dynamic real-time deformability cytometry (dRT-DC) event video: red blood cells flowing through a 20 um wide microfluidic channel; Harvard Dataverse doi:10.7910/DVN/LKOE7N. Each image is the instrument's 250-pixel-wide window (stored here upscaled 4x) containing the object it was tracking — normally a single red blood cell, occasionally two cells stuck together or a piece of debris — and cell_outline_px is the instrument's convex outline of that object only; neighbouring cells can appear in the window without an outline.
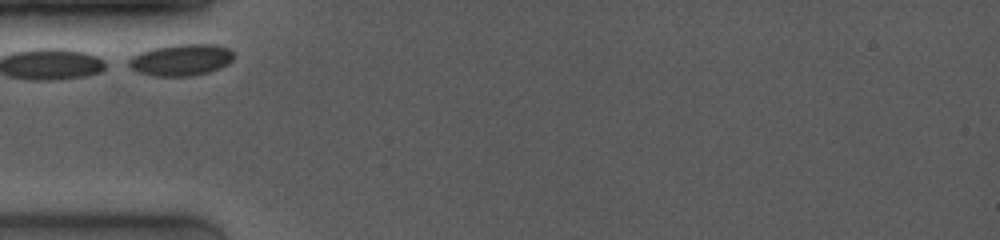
{"species": "common noctule bat (a hibernating species)", "species_latin": "Nyctalus noctula", "temperature_condition": "room temperature", "stored_images_in_passage": 20, "camera_frame_rate_fps": 4000, "um_per_image_px": 0.085, "animal": {"sex": "female", "body_mass_g": 19.0, "forearm_length_mm": 53.3}, "frame": {"image": 1, "passage_image": 1, "time_ms": 0.0, "image_size_px": [1000, 240], "cell_outline_px": [[236, 56], [228, 64], [220, 68], [208, 72], [192, 76], [156, 76], [136, 72], [128, 64], [128, 60], [132, 56], [140, 52], [152, 48], [172, 44], [216, 44], [228, 48]], "centroid_in_image_um": [15.4, 5.08], "position_along_channel_um": 69.6, "area_um2": 19.54}}